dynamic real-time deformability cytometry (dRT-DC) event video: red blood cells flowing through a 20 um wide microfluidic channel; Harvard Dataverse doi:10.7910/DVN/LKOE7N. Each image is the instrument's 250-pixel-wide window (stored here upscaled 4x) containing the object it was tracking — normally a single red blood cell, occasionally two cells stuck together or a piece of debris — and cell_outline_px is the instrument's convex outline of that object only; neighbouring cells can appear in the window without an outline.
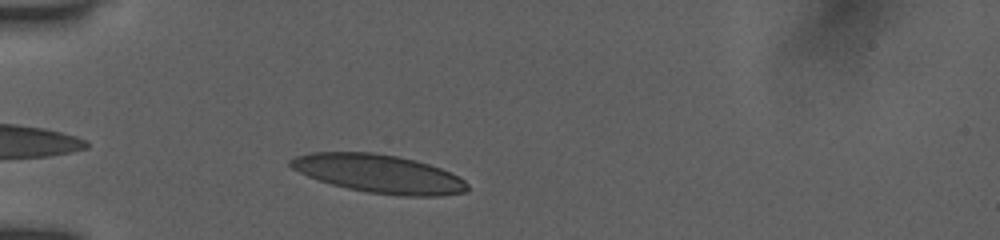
{"species": "human", "species_latin": "Homo sapiens", "temperature_condition": "room temperature", "stored_images_in_passage": 35, "camera_frame_rate_fps": 3000, "um_per_image_px": 0.085, "donor": {"sex": "female"}, "frame": {"image": 1, "passage_image": 3, "time_ms": 0.667, "image_size_px": [1000, 240], "cell_outline_px": [[468, 192], [440, 196], [400, 196], [368, 192], [348, 188], [332, 184], [308, 176], [292, 168], [288, 164], [288, 160], [296, 156], [312, 152], [372, 152], [396, 156], [428, 164], [440, 168], [464, 180], [468, 184]], "centroid_in_image_um": [32.2, 14.77], "position_along_channel_um": 52.8, "area_um2": 39.25}}
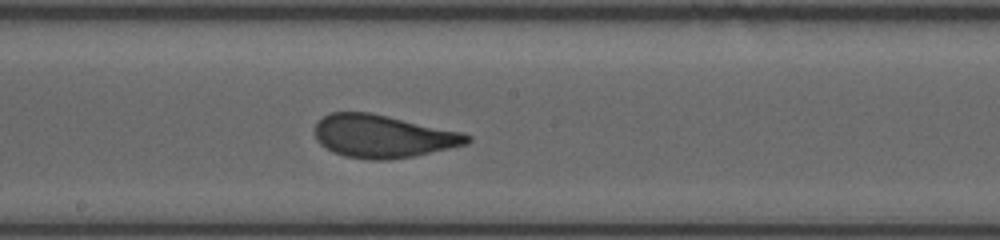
{"frame": {"image": 2, "passage_image": 17, "time_ms": 5.333, "image_size_px": [1000, 240], "cell_outline_px": [[472, 140], [468, 144], [412, 156], [388, 160], [368, 160], [344, 156], [332, 152], [320, 144], [316, 140], [316, 124], [324, 116], [332, 112], [372, 112], [460, 132], [472, 136]], "centroid_in_image_um": [32.54, 11.59], "position_along_channel_um": 215.7, "area_um2": 37.92}}
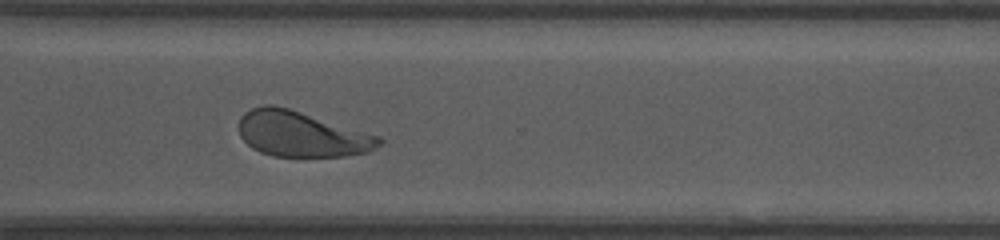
{"frame": {"image": 3, "passage_image": 27, "time_ms": 8.667, "image_size_px": [1000, 240], "cell_outline_px": [[384, 140], [380, 144], [368, 152], [344, 156], [272, 156], [260, 152], [252, 148], [240, 136], [240, 116], [244, 112], [252, 108], [264, 104], [272, 104], [288, 108], [380, 136]], "centroid_in_image_um": [25.61, 11.39], "position_along_channel_um": 345.0, "area_um2": 36.93}, "authors_computed_cell_mechanics": {"area_um2": 38.0902, "velocity_mm_per_s": 3.8914, "shape_relaxation_time_tau1_ms": 4.1748, "shape_relaxation_time_tau2_ms": 0.7951, "deformation_change_tau1": 0.161, "deformation_change_tau2": 0.074}}